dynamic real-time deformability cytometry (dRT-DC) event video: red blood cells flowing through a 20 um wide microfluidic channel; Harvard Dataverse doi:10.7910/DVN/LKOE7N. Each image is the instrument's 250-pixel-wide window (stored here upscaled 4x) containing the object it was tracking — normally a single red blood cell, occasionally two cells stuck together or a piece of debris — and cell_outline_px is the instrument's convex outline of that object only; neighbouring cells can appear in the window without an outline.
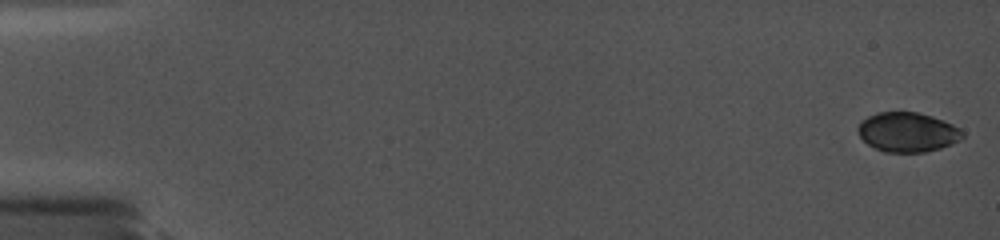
{"species": "common noctule bat (a hibernating species)", "species_latin": "Nyctalus noctula", "temperature_condition": "cold", "stored_images_in_passage": 22, "camera_frame_rate_fps": 5000, "um_per_image_px": 0.085, "animal": {"sex": "female", "body_mass_g": 19.0, "forearm_length_mm": 56.7}, "frame": {"image": 1, "passage_image": 1, "time_ms": 0.0, "image_size_px": [1000, 240], "cell_outline_px": [[964, 136], [960, 140], [952, 144], [940, 148], [924, 152], [884, 152], [868, 144], [860, 136], [856, 128], [860, 120], [876, 112], [916, 112], [932, 116], [944, 120], [960, 128], [964, 132]], "centroid_in_image_um": [77.14, 11.22], "position_along_channel_um": 7.9, "area_um2": 24.28}}
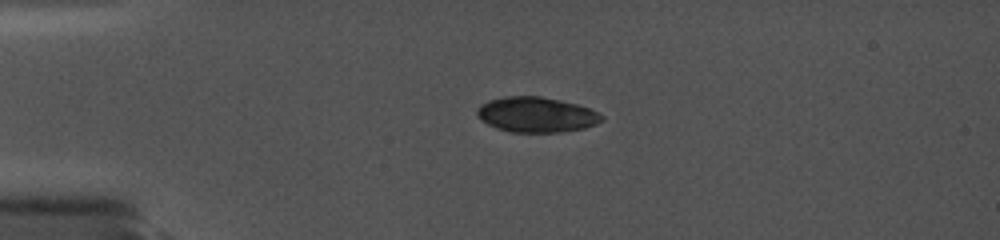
{"frame": {"image": 2, "passage_image": 18, "time_ms": 4.2, "image_size_px": [1000, 240], "cell_outline_px": [[604, 120], [596, 124], [584, 128], [560, 132], [508, 132], [496, 128], [480, 120], [476, 116], [476, 108], [480, 104], [488, 100], [504, 96], [540, 96], [560, 100], [576, 104], [588, 108], [604, 116]], "centroid_in_image_um": [45.54, 9.74], "position_along_channel_um": 39.5, "area_um2": 25.78}}